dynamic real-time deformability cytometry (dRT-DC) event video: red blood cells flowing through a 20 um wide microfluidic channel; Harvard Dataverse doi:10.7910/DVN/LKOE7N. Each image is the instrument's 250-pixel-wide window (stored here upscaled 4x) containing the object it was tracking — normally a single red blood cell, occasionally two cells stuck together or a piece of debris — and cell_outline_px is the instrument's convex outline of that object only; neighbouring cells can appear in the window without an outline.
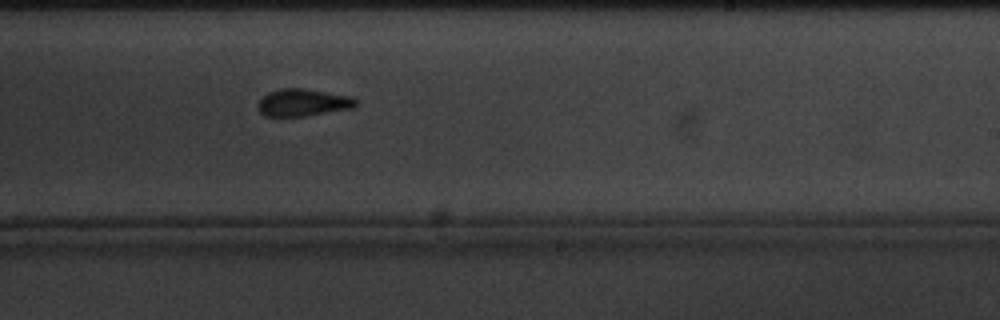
{"species": "common noctule bat (a hibernating species)", "species_latin": "Nyctalus noctula", "temperature_condition": "cold", "stored_images_in_passage": 12, "camera_frame_rate_fps": 3000, "um_per_image_px": 0.085, "animal": {"sex": "male", "body_mass_g": 20.1, "forearm_length_mm": 53.5}, "frame": {"image": 1, "passage_image": 12, "time_ms": 13.667, "image_size_px": [1000, 320], "cell_outline_px": [[360, 104], [352, 108], [304, 116], [264, 116], [256, 108], [256, 104], [268, 92], [284, 88], [304, 88], [356, 96], [360, 100]], "centroid_in_image_um": [25.82, 8.7], "position_along_channel_um": 263.2, "area_um2": 15.95}}